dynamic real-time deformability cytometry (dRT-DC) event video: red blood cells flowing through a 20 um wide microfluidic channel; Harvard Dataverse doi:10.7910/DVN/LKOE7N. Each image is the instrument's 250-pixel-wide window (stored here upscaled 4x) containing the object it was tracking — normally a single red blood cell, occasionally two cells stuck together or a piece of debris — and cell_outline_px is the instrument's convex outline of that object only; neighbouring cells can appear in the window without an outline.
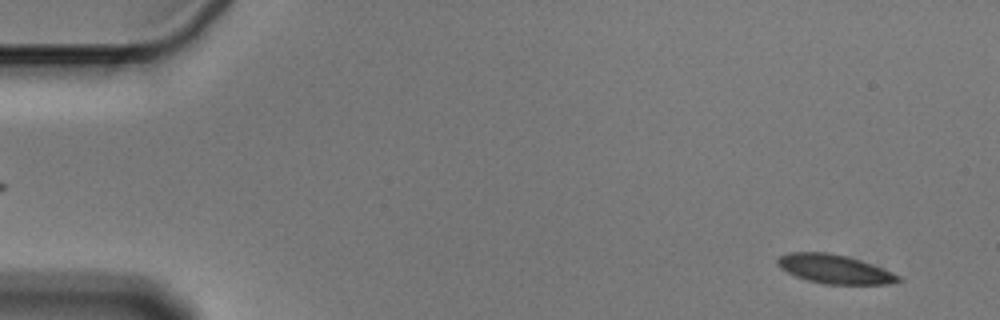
{"species": "Egyptian fruit bat (a non-hibernating species)", "species_latin": "Rousettus aegyptiacus", "temperature_condition": "cold", "stored_images_in_passage": 4, "segment_of_instrument_passage": [2, 2], "camera_frame_rate_fps": 3000, "um_per_image_px": 0.085, "animal": {"sex": "male"}, "frame": {"image": 1, "passage_image": 4, "time_ms": 1.0, "image_size_px": [1000, 320], "cell_outline_px": [[904, 280], [892, 284], [824, 284], [808, 280], [796, 276], [780, 268], [776, 264], [776, 260], [780, 256], [788, 252], [828, 252], [848, 256], [872, 264], [900, 276]], "centroid_in_image_um": [70.93, 22.87], "position_along_channel_um": 14.1, "area_um2": 20.4}}